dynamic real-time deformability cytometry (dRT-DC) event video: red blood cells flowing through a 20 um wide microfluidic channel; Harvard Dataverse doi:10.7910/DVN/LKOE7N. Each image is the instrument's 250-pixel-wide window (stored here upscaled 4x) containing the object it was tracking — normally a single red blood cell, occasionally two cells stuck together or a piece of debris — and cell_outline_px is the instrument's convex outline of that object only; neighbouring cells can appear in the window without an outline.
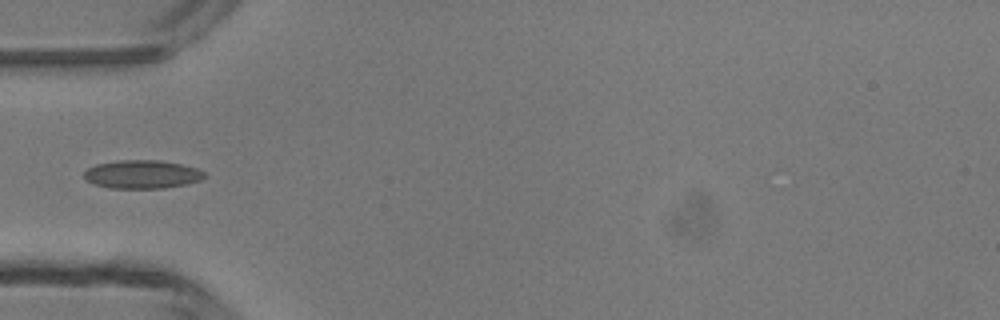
{"species": "common noctule bat (a hibernating species)", "species_latin": "Nyctalus noctula", "temperature_condition": "room temperature", "stored_images_in_passage": 1, "camera_frame_rate_fps": 3000, "um_per_image_px": 0.085, "animal": {"sex": "male", "body_mass_g": 13.3}, "frame": {"image": 1, "passage_image": 1, "time_ms": 0.0, "image_size_px": [1000, 320], "cell_outline_px": [[208, 176], [200, 180], [188, 184], [164, 188], [108, 188], [92, 184], [84, 180], [84, 172], [88, 168], [96, 164], [116, 160], [160, 160], [180, 164], [196, 168], [204, 172]], "centroid_in_image_um": [12.06, 14.82], "position_along_channel_um": 72.9, "area_um2": 20.17}}